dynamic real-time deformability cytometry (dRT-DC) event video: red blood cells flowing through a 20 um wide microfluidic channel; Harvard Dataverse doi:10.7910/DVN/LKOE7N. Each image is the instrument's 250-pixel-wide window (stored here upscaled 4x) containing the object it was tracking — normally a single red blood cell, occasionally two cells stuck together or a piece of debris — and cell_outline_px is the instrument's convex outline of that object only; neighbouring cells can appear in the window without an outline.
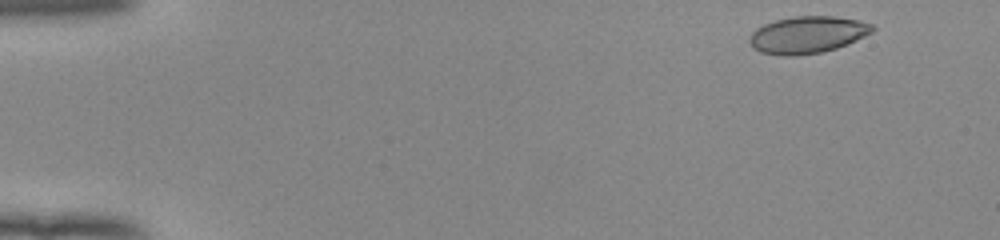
{"species": "human", "species_latin": "Homo sapiens", "temperature_condition": "room temperature", "stored_images_in_passage": 21, "camera_frame_rate_fps": 3000, "um_per_image_px": 0.085, "donor": {"sex": "female"}, "frame": {"image": 1, "passage_image": 3, "time_ms": 0.667, "image_size_px": [1000, 240], "cell_outline_px": [[876, 28], [872, 32], [856, 40], [836, 48], [820, 52], [792, 56], [784, 56], [760, 52], [752, 48], [748, 40], [752, 32], [756, 28], [764, 24], [776, 20], [792, 16], [832, 16], [856, 20], [872, 24]], "centroid_in_image_um": [68.6, 2.95], "position_along_channel_um": 16.4, "area_um2": 26.41}}
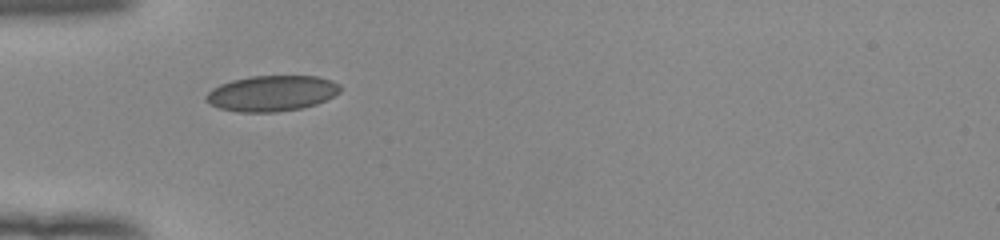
{"frame": {"image": 2, "passage_image": 16, "time_ms": 5.0, "image_size_px": [1000, 240], "cell_outline_px": [[340, 92], [316, 104], [300, 108], [276, 112], [240, 112], [220, 108], [208, 104], [204, 100], [204, 96], [212, 88], [220, 84], [232, 80], [248, 76], [316, 76], [332, 80], [340, 84]], "centroid_in_image_um": [23.06, 7.93], "position_along_channel_um": 61.9, "area_um2": 27.98}}
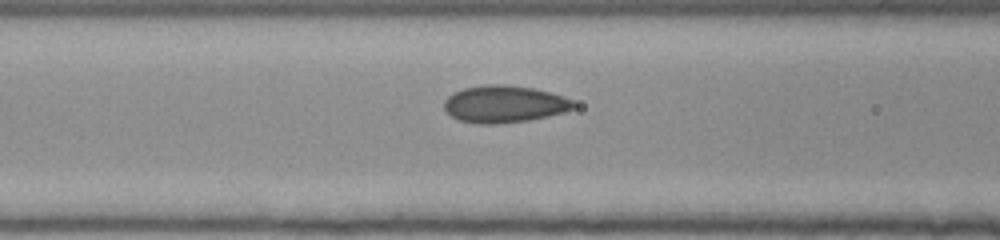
{"frame": {"image": 3, "passage_image": 21, "time_ms": 6.667, "image_size_px": [1000, 240], "cell_outline_px": [[576, 108], [564, 112], [548, 116], [528, 120], [496, 124], [480, 124], [456, 120], [444, 108], [444, 100], [452, 92], [464, 88], [488, 84], [504, 84], [532, 88], [564, 96], [572, 100], [576, 104]], "centroid_in_image_um": [42.86, 8.85], "position_along_channel_um": 123.7, "area_um2": 28.09}}